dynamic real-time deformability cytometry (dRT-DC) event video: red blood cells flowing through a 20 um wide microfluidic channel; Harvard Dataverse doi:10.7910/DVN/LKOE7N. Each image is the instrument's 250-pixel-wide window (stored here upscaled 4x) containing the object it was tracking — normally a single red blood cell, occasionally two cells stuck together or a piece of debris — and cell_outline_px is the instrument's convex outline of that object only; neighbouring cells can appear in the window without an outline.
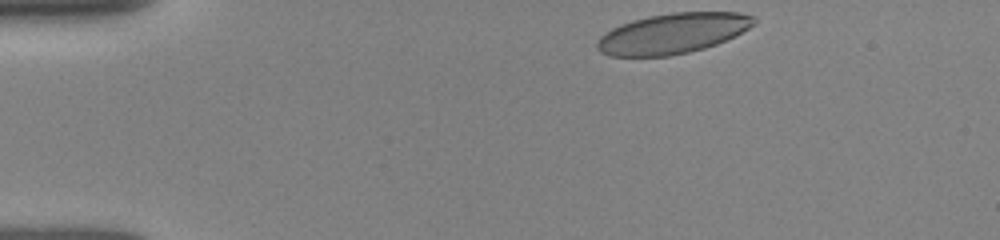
{"species": "human", "species_latin": "Homo sapiens", "temperature_condition": "room temperature", "stored_images_in_passage": 44, "camera_frame_rate_fps": 3000, "um_per_image_px": 0.085, "donor": {"sex": "female"}, "frame": {"image": 1, "passage_image": 1, "time_ms": 0.0, "image_size_px": [1000, 240], "cell_outline_px": [[756, 24], [716, 44], [704, 48], [688, 52], [668, 56], [608, 56], [600, 52], [596, 48], [596, 44], [600, 36], [604, 32], [620, 24], [632, 20], [648, 16], [672, 12], [740, 12], [756, 16]], "centroid_in_image_um": [57.15, 2.83], "position_along_channel_um": 27.9, "area_um2": 36.93}}
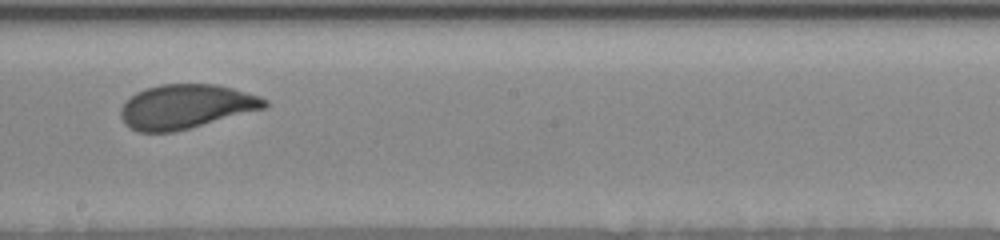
{"frame": {"image": 2, "passage_image": 22, "time_ms": 7.0, "image_size_px": [1000, 240], "cell_outline_px": [[268, 104], [264, 108], [188, 128], [172, 132], [140, 132], [124, 124], [120, 116], [120, 108], [136, 92], [144, 88], [160, 84], [216, 84], [232, 88], [260, 96], [268, 100]], "centroid_in_image_um": [15.77, 9.04], "position_along_channel_um": 232.4, "area_um2": 36.76}}
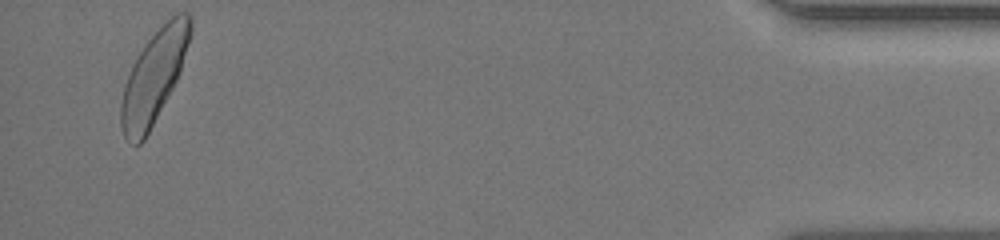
{"frame": {"image": 3, "passage_image": 42, "time_ms": 13.667, "image_size_px": [1000, 240], "cell_outline_px": [[192, 32], [180, 72], [172, 88], [144, 140], [140, 144], [132, 144], [124, 136], [120, 124], [120, 104], [124, 88], [132, 64], [136, 56], [148, 40], [176, 12], [188, 12], [192, 16]], "centroid_in_image_um": [13.09, 6.5], "position_along_channel_um": 422.1, "area_um2": 36.7}, "authors_computed_cell_mechanics": {"area_um2": 37.0787, "velocity_mm_per_s": 3.9185, "shape_relaxation_time_tau1_ms": 3.5202, "shape_relaxation_time_tau2_ms": null, "deformation_change_tau1": 0.1422, "deformation_change_tau2": null}}